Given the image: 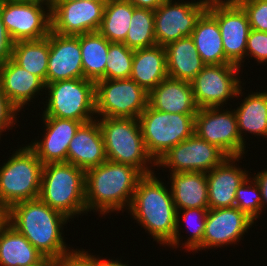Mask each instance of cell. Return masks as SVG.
Masks as SVG:
<instances>
[{
    "label": "cell",
    "instance_id": "e0dca14e",
    "mask_svg": "<svg viewBox=\"0 0 267 266\" xmlns=\"http://www.w3.org/2000/svg\"><path fill=\"white\" fill-rule=\"evenodd\" d=\"M254 220L236 206L209 209L202 239V250L236 244L254 224Z\"/></svg>",
    "mask_w": 267,
    "mask_h": 266
},
{
    "label": "cell",
    "instance_id": "8d00e7d4",
    "mask_svg": "<svg viewBox=\"0 0 267 266\" xmlns=\"http://www.w3.org/2000/svg\"><path fill=\"white\" fill-rule=\"evenodd\" d=\"M246 11L250 28L267 32V0H236Z\"/></svg>",
    "mask_w": 267,
    "mask_h": 266
},
{
    "label": "cell",
    "instance_id": "c3c4849f",
    "mask_svg": "<svg viewBox=\"0 0 267 266\" xmlns=\"http://www.w3.org/2000/svg\"><path fill=\"white\" fill-rule=\"evenodd\" d=\"M68 1H77V0H51V2H68ZM89 1L103 3L104 5H106L111 0H89Z\"/></svg>",
    "mask_w": 267,
    "mask_h": 266
},
{
    "label": "cell",
    "instance_id": "e575fe53",
    "mask_svg": "<svg viewBox=\"0 0 267 266\" xmlns=\"http://www.w3.org/2000/svg\"><path fill=\"white\" fill-rule=\"evenodd\" d=\"M134 50L124 43H110L105 67V80L128 79L132 72Z\"/></svg>",
    "mask_w": 267,
    "mask_h": 266
},
{
    "label": "cell",
    "instance_id": "484cf974",
    "mask_svg": "<svg viewBox=\"0 0 267 266\" xmlns=\"http://www.w3.org/2000/svg\"><path fill=\"white\" fill-rule=\"evenodd\" d=\"M165 50L169 78L191 82L206 66L191 36L170 42Z\"/></svg>",
    "mask_w": 267,
    "mask_h": 266
},
{
    "label": "cell",
    "instance_id": "52a82bcc",
    "mask_svg": "<svg viewBox=\"0 0 267 266\" xmlns=\"http://www.w3.org/2000/svg\"><path fill=\"white\" fill-rule=\"evenodd\" d=\"M45 88L48 99L42 117L73 119L82 123L95 119V82L76 78L46 83Z\"/></svg>",
    "mask_w": 267,
    "mask_h": 266
},
{
    "label": "cell",
    "instance_id": "5bb4252c",
    "mask_svg": "<svg viewBox=\"0 0 267 266\" xmlns=\"http://www.w3.org/2000/svg\"><path fill=\"white\" fill-rule=\"evenodd\" d=\"M209 0L191 2L164 1L154 10V28L156 44L166 46L170 42L189 37L201 17L207 10Z\"/></svg>",
    "mask_w": 267,
    "mask_h": 266
},
{
    "label": "cell",
    "instance_id": "8992f818",
    "mask_svg": "<svg viewBox=\"0 0 267 266\" xmlns=\"http://www.w3.org/2000/svg\"><path fill=\"white\" fill-rule=\"evenodd\" d=\"M0 167V204L8 210L16 203L39 198L43 163L26 145Z\"/></svg>",
    "mask_w": 267,
    "mask_h": 266
},
{
    "label": "cell",
    "instance_id": "5b68a950",
    "mask_svg": "<svg viewBox=\"0 0 267 266\" xmlns=\"http://www.w3.org/2000/svg\"><path fill=\"white\" fill-rule=\"evenodd\" d=\"M96 119L102 131L107 160L131 165L143 175L154 172L150 167L156 166V162L146 150L139 119L112 117Z\"/></svg>",
    "mask_w": 267,
    "mask_h": 266
},
{
    "label": "cell",
    "instance_id": "4316f807",
    "mask_svg": "<svg viewBox=\"0 0 267 266\" xmlns=\"http://www.w3.org/2000/svg\"><path fill=\"white\" fill-rule=\"evenodd\" d=\"M191 37L206 65L231 63L226 57L217 20L206 10L198 19Z\"/></svg>",
    "mask_w": 267,
    "mask_h": 266
},
{
    "label": "cell",
    "instance_id": "83f0119b",
    "mask_svg": "<svg viewBox=\"0 0 267 266\" xmlns=\"http://www.w3.org/2000/svg\"><path fill=\"white\" fill-rule=\"evenodd\" d=\"M44 256L11 225L0 227V266H32Z\"/></svg>",
    "mask_w": 267,
    "mask_h": 266
},
{
    "label": "cell",
    "instance_id": "30bf717a",
    "mask_svg": "<svg viewBox=\"0 0 267 266\" xmlns=\"http://www.w3.org/2000/svg\"><path fill=\"white\" fill-rule=\"evenodd\" d=\"M240 69L232 63L206 65L191 81L198 108L222 107L229 98L242 96Z\"/></svg>",
    "mask_w": 267,
    "mask_h": 266
},
{
    "label": "cell",
    "instance_id": "f35d334b",
    "mask_svg": "<svg viewBox=\"0 0 267 266\" xmlns=\"http://www.w3.org/2000/svg\"><path fill=\"white\" fill-rule=\"evenodd\" d=\"M81 250H74L73 248L71 251L61 255L54 260V266H98V256L95 257L88 251Z\"/></svg>",
    "mask_w": 267,
    "mask_h": 266
},
{
    "label": "cell",
    "instance_id": "7dc6e473",
    "mask_svg": "<svg viewBox=\"0 0 267 266\" xmlns=\"http://www.w3.org/2000/svg\"><path fill=\"white\" fill-rule=\"evenodd\" d=\"M6 222V210L0 204V227Z\"/></svg>",
    "mask_w": 267,
    "mask_h": 266
},
{
    "label": "cell",
    "instance_id": "4dcf8cb0",
    "mask_svg": "<svg viewBox=\"0 0 267 266\" xmlns=\"http://www.w3.org/2000/svg\"><path fill=\"white\" fill-rule=\"evenodd\" d=\"M11 59L31 74L38 76L46 84L49 59V35L38 40L14 42Z\"/></svg>",
    "mask_w": 267,
    "mask_h": 266
},
{
    "label": "cell",
    "instance_id": "b9f144b4",
    "mask_svg": "<svg viewBox=\"0 0 267 266\" xmlns=\"http://www.w3.org/2000/svg\"><path fill=\"white\" fill-rule=\"evenodd\" d=\"M258 183L261 190L262 210L267 205V170H261L253 177Z\"/></svg>",
    "mask_w": 267,
    "mask_h": 266
},
{
    "label": "cell",
    "instance_id": "3957f363",
    "mask_svg": "<svg viewBox=\"0 0 267 266\" xmlns=\"http://www.w3.org/2000/svg\"><path fill=\"white\" fill-rule=\"evenodd\" d=\"M129 212L154 241L167 246L173 242L177 210L170 188L154 172L139 179Z\"/></svg>",
    "mask_w": 267,
    "mask_h": 266
},
{
    "label": "cell",
    "instance_id": "6da1fadb",
    "mask_svg": "<svg viewBox=\"0 0 267 266\" xmlns=\"http://www.w3.org/2000/svg\"><path fill=\"white\" fill-rule=\"evenodd\" d=\"M67 220L69 222L66 215L51 208L40 198L16 203L6 210V222L44 257L54 260L72 250L62 237V227Z\"/></svg>",
    "mask_w": 267,
    "mask_h": 266
},
{
    "label": "cell",
    "instance_id": "7bdbcfd3",
    "mask_svg": "<svg viewBox=\"0 0 267 266\" xmlns=\"http://www.w3.org/2000/svg\"><path fill=\"white\" fill-rule=\"evenodd\" d=\"M131 2L137 8H148L155 10L166 0H126Z\"/></svg>",
    "mask_w": 267,
    "mask_h": 266
},
{
    "label": "cell",
    "instance_id": "ab89813d",
    "mask_svg": "<svg viewBox=\"0 0 267 266\" xmlns=\"http://www.w3.org/2000/svg\"><path fill=\"white\" fill-rule=\"evenodd\" d=\"M18 112L19 111L9 102L0 87V139L2 132H6V129L12 130L13 125L15 126Z\"/></svg>",
    "mask_w": 267,
    "mask_h": 266
},
{
    "label": "cell",
    "instance_id": "9c48e42d",
    "mask_svg": "<svg viewBox=\"0 0 267 266\" xmlns=\"http://www.w3.org/2000/svg\"><path fill=\"white\" fill-rule=\"evenodd\" d=\"M96 115L138 119L148 105V92L134 80L110 79L95 83Z\"/></svg>",
    "mask_w": 267,
    "mask_h": 266
},
{
    "label": "cell",
    "instance_id": "7402d4cb",
    "mask_svg": "<svg viewBox=\"0 0 267 266\" xmlns=\"http://www.w3.org/2000/svg\"><path fill=\"white\" fill-rule=\"evenodd\" d=\"M0 87L9 102L20 112L45 88V83L17 65L11 58L0 64Z\"/></svg>",
    "mask_w": 267,
    "mask_h": 266
},
{
    "label": "cell",
    "instance_id": "ee69618b",
    "mask_svg": "<svg viewBox=\"0 0 267 266\" xmlns=\"http://www.w3.org/2000/svg\"><path fill=\"white\" fill-rule=\"evenodd\" d=\"M98 266H129L128 264H124L123 262L121 263V260H114V259H101V257H98Z\"/></svg>",
    "mask_w": 267,
    "mask_h": 266
},
{
    "label": "cell",
    "instance_id": "7a4b0ae2",
    "mask_svg": "<svg viewBox=\"0 0 267 266\" xmlns=\"http://www.w3.org/2000/svg\"><path fill=\"white\" fill-rule=\"evenodd\" d=\"M143 174L135 167L105 161L85 171V205L89 211L107 213L130 208L137 183ZM95 210V211H94Z\"/></svg>",
    "mask_w": 267,
    "mask_h": 266
},
{
    "label": "cell",
    "instance_id": "d4e9b609",
    "mask_svg": "<svg viewBox=\"0 0 267 266\" xmlns=\"http://www.w3.org/2000/svg\"><path fill=\"white\" fill-rule=\"evenodd\" d=\"M170 190L177 211L189 208H209L206 173H170Z\"/></svg>",
    "mask_w": 267,
    "mask_h": 266
},
{
    "label": "cell",
    "instance_id": "1f68e13d",
    "mask_svg": "<svg viewBox=\"0 0 267 266\" xmlns=\"http://www.w3.org/2000/svg\"><path fill=\"white\" fill-rule=\"evenodd\" d=\"M135 6L126 0H111L104 7L99 33L111 43H124Z\"/></svg>",
    "mask_w": 267,
    "mask_h": 266
},
{
    "label": "cell",
    "instance_id": "d6986e66",
    "mask_svg": "<svg viewBox=\"0 0 267 266\" xmlns=\"http://www.w3.org/2000/svg\"><path fill=\"white\" fill-rule=\"evenodd\" d=\"M42 118L46 131L43 139L35 140L28 146L43 164L67 162L69 143L82 122L56 117Z\"/></svg>",
    "mask_w": 267,
    "mask_h": 266
},
{
    "label": "cell",
    "instance_id": "ba28073f",
    "mask_svg": "<svg viewBox=\"0 0 267 266\" xmlns=\"http://www.w3.org/2000/svg\"><path fill=\"white\" fill-rule=\"evenodd\" d=\"M195 116L157 111L147 105L138 119L146 150L155 162L194 134Z\"/></svg>",
    "mask_w": 267,
    "mask_h": 266
},
{
    "label": "cell",
    "instance_id": "ffe728a7",
    "mask_svg": "<svg viewBox=\"0 0 267 266\" xmlns=\"http://www.w3.org/2000/svg\"><path fill=\"white\" fill-rule=\"evenodd\" d=\"M242 156L226 157L219 165L206 173L209 209L235 206L236 190L248 177V171L237 167Z\"/></svg>",
    "mask_w": 267,
    "mask_h": 266
},
{
    "label": "cell",
    "instance_id": "74e56055",
    "mask_svg": "<svg viewBox=\"0 0 267 266\" xmlns=\"http://www.w3.org/2000/svg\"><path fill=\"white\" fill-rule=\"evenodd\" d=\"M247 56L254 57L259 64L267 63V32L250 30L245 51Z\"/></svg>",
    "mask_w": 267,
    "mask_h": 266
},
{
    "label": "cell",
    "instance_id": "d590c367",
    "mask_svg": "<svg viewBox=\"0 0 267 266\" xmlns=\"http://www.w3.org/2000/svg\"><path fill=\"white\" fill-rule=\"evenodd\" d=\"M261 204L260 187L254 178L248 176L236 190L235 206L256 221L262 212Z\"/></svg>",
    "mask_w": 267,
    "mask_h": 266
},
{
    "label": "cell",
    "instance_id": "ac0fdd59",
    "mask_svg": "<svg viewBox=\"0 0 267 266\" xmlns=\"http://www.w3.org/2000/svg\"><path fill=\"white\" fill-rule=\"evenodd\" d=\"M84 78L79 35L49 33L46 83Z\"/></svg>",
    "mask_w": 267,
    "mask_h": 266
},
{
    "label": "cell",
    "instance_id": "bcb514c9",
    "mask_svg": "<svg viewBox=\"0 0 267 266\" xmlns=\"http://www.w3.org/2000/svg\"><path fill=\"white\" fill-rule=\"evenodd\" d=\"M6 1H12V2H33V3H43L50 5L51 0H6Z\"/></svg>",
    "mask_w": 267,
    "mask_h": 266
},
{
    "label": "cell",
    "instance_id": "44dd1931",
    "mask_svg": "<svg viewBox=\"0 0 267 266\" xmlns=\"http://www.w3.org/2000/svg\"><path fill=\"white\" fill-rule=\"evenodd\" d=\"M105 161L107 156L98 120L82 123L69 143L67 163L86 171Z\"/></svg>",
    "mask_w": 267,
    "mask_h": 266
},
{
    "label": "cell",
    "instance_id": "836d02e7",
    "mask_svg": "<svg viewBox=\"0 0 267 266\" xmlns=\"http://www.w3.org/2000/svg\"><path fill=\"white\" fill-rule=\"evenodd\" d=\"M209 208H189V209H183L182 213L181 210L177 211V227H176V232L174 236L173 242L169 245L172 248H177L179 247V242L182 241L180 240V233L179 229L181 227V215L183 214L181 220H184L187 226H189L190 229H193L190 232V235L188 239L182 243V245L186 248V250L189 251H200L202 250V239L204 236V231H205V222L207 218V213H208ZM194 225H193V223ZM192 233V234H191Z\"/></svg>",
    "mask_w": 267,
    "mask_h": 266
},
{
    "label": "cell",
    "instance_id": "f546056e",
    "mask_svg": "<svg viewBox=\"0 0 267 266\" xmlns=\"http://www.w3.org/2000/svg\"><path fill=\"white\" fill-rule=\"evenodd\" d=\"M84 78L97 82L105 80L109 42L98 31L79 34Z\"/></svg>",
    "mask_w": 267,
    "mask_h": 266
},
{
    "label": "cell",
    "instance_id": "9a60e30c",
    "mask_svg": "<svg viewBox=\"0 0 267 266\" xmlns=\"http://www.w3.org/2000/svg\"><path fill=\"white\" fill-rule=\"evenodd\" d=\"M226 157L220 149L194 133L163 154L156 162V166L167 167L171 173L191 171L207 173Z\"/></svg>",
    "mask_w": 267,
    "mask_h": 266
},
{
    "label": "cell",
    "instance_id": "4fadbf2b",
    "mask_svg": "<svg viewBox=\"0 0 267 266\" xmlns=\"http://www.w3.org/2000/svg\"><path fill=\"white\" fill-rule=\"evenodd\" d=\"M0 15L13 42L42 39L51 31L48 4L0 0Z\"/></svg>",
    "mask_w": 267,
    "mask_h": 266
},
{
    "label": "cell",
    "instance_id": "f6af8a7d",
    "mask_svg": "<svg viewBox=\"0 0 267 266\" xmlns=\"http://www.w3.org/2000/svg\"><path fill=\"white\" fill-rule=\"evenodd\" d=\"M32 266H54V259L44 257L39 263Z\"/></svg>",
    "mask_w": 267,
    "mask_h": 266
},
{
    "label": "cell",
    "instance_id": "277c9868",
    "mask_svg": "<svg viewBox=\"0 0 267 266\" xmlns=\"http://www.w3.org/2000/svg\"><path fill=\"white\" fill-rule=\"evenodd\" d=\"M39 198L69 219L85 214V171L67 162L44 164Z\"/></svg>",
    "mask_w": 267,
    "mask_h": 266
},
{
    "label": "cell",
    "instance_id": "cb8c5ba5",
    "mask_svg": "<svg viewBox=\"0 0 267 266\" xmlns=\"http://www.w3.org/2000/svg\"><path fill=\"white\" fill-rule=\"evenodd\" d=\"M166 78L168 73L164 46L134 50L130 79L149 93Z\"/></svg>",
    "mask_w": 267,
    "mask_h": 266
},
{
    "label": "cell",
    "instance_id": "7c38bea8",
    "mask_svg": "<svg viewBox=\"0 0 267 266\" xmlns=\"http://www.w3.org/2000/svg\"><path fill=\"white\" fill-rule=\"evenodd\" d=\"M223 107H206L197 110L194 133L201 139L216 146L227 157L245 154V142L238 132L237 116L234 110Z\"/></svg>",
    "mask_w": 267,
    "mask_h": 266
},
{
    "label": "cell",
    "instance_id": "8fae6325",
    "mask_svg": "<svg viewBox=\"0 0 267 266\" xmlns=\"http://www.w3.org/2000/svg\"><path fill=\"white\" fill-rule=\"evenodd\" d=\"M207 11L217 20L225 57L242 67L251 30L246 11L236 0H209Z\"/></svg>",
    "mask_w": 267,
    "mask_h": 266
},
{
    "label": "cell",
    "instance_id": "d6a6232c",
    "mask_svg": "<svg viewBox=\"0 0 267 266\" xmlns=\"http://www.w3.org/2000/svg\"><path fill=\"white\" fill-rule=\"evenodd\" d=\"M124 44L132 50L157 45L154 28V10L134 8Z\"/></svg>",
    "mask_w": 267,
    "mask_h": 266
},
{
    "label": "cell",
    "instance_id": "603a6c76",
    "mask_svg": "<svg viewBox=\"0 0 267 266\" xmlns=\"http://www.w3.org/2000/svg\"><path fill=\"white\" fill-rule=\"evenodd\" d=\"M148 105L157 111L196 114L191 82L166 78L148 93Z\"/></svg>",
    "mask_w": 267,
    "mask_h": 266
},
{
    "label": "cell",
    "instance_id": "f1b7e54d",
    "mask_svg": "<svg viewBox=\"0 0 267 266\" xmlns=\"http://www.w3.org/2000/svg\"><path fill=\"white\" fill-rule=\"evenodd\" d=\"M237 116L238 132L246 143L243 133H253L267 138V91L252 92L234 109Z\"/></svg>",
    "mask_w": 267,
    "mask_h": 266
},
{
    "label": "cell",
    "instance_id": "60d3db41",
    "mask_svg": "<svg viewBox=\"0 0 267 266\" xmlns=\"http://www.w3.org/2000/svg\"><path fill=\"white\" fill-rule=\"evenodd\" d=\"M13 43L0 15V64L11 58Z\"/></svg>",
    "mask_w": 267,
    "mask_h": 266
},
{
    "label": "cell",
    "instance_id": "2e32d148",
    "mask_svg": "<svg viewBox=\"0 0 267 266\" xmlns=\"http://www.w3.org/2000/svg\"><path fill=\"white\" fill-rule=\"evenodd\" d=\"M51 31L59 35L99 31L105 5L89 0L51 2Z\"/></svg>",
    "mask_w": 267,
    "mask_h": 266
}]
</instances>
